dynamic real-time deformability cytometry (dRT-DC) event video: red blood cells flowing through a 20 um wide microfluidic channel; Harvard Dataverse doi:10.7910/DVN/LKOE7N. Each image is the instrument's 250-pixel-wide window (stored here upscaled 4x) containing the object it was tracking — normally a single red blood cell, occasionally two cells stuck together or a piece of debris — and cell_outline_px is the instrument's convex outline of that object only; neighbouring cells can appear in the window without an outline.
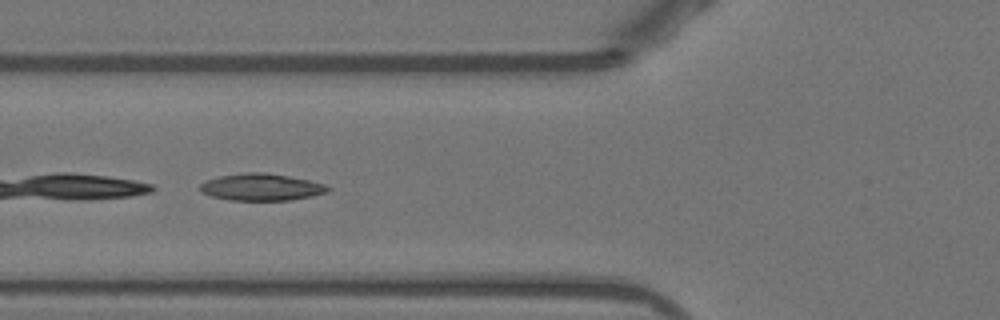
{"species": "Egyptian fruit bat (a non-hibernating species)", "species_latin": "Rousettus aegyptiacus", "temperature_condition": "warm", "stored_images_in_passage": 34, "camera_frame_rate_fps": 3000, "um_per_image_px": 0.085, "animal": {"sex": "female"}, "frame": {"image": 1, "passage_image": 3, "time_ms": 0.667, "image_size_px": [1000, 320], "cell_outline_px": [[332, 188], [328, 192], [312, 196], [288, 200], [232, 200], [212, 196], [200, 192], [200, 184], [208, 180], [220, 176], [244, 172], [264, 172], [288, 176], [308, 180], [324, 184]], "centroid_in_image_um": [22.23, 15.9], "position_along_channel_um": 103.6, "area_um2": 19.94}}
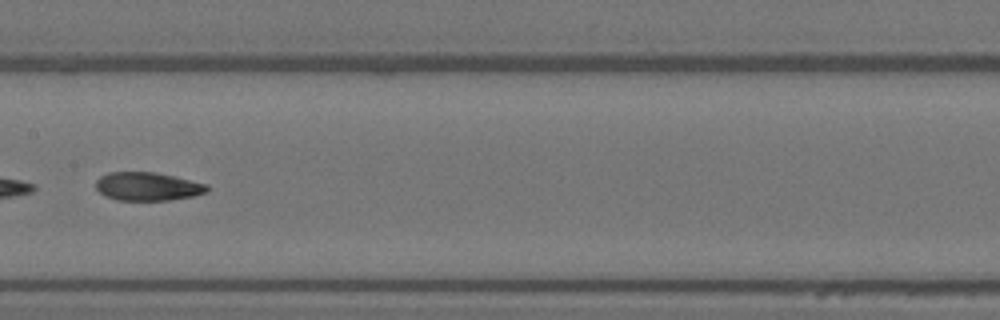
{"frame": {"image": 2, "passage_image": 10, "time_ms": 3.0, "image_size_px": [1000, 320], "cell_outline_px": [[208, 192], [192, 196], [168, 200], [116, 200], [104, 196], [96, 188], [96, 180], [100, 176], [108, 172], [156, 172], [176, 176], [208, 184]], "centroid_in_image_um": [12.55, 15.84], "position_along_channel_um": 194.9, "area_um2": 18.55}}
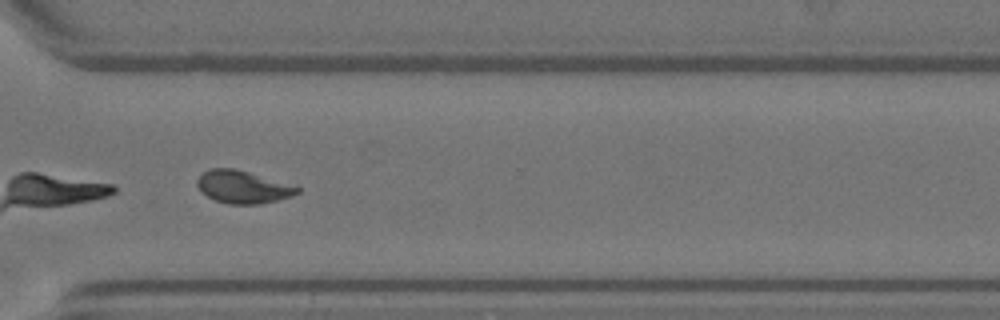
{"frame": {"image": 3, "passage_image": 22, "time_ms": 7.0, "image_size_px": [1000, 320], "cell_outline_px": [[300, 192], [292, 196], [260, 204], [228, 204], [216, 200], [200, 192], [196, 184], [196, 180], [208, 168], [236, 168], [300, 188]], "centroid_in_image_um": [20.59, 15.89], "position_along_channel_um": 350.0, "area_um2": 18.84}}